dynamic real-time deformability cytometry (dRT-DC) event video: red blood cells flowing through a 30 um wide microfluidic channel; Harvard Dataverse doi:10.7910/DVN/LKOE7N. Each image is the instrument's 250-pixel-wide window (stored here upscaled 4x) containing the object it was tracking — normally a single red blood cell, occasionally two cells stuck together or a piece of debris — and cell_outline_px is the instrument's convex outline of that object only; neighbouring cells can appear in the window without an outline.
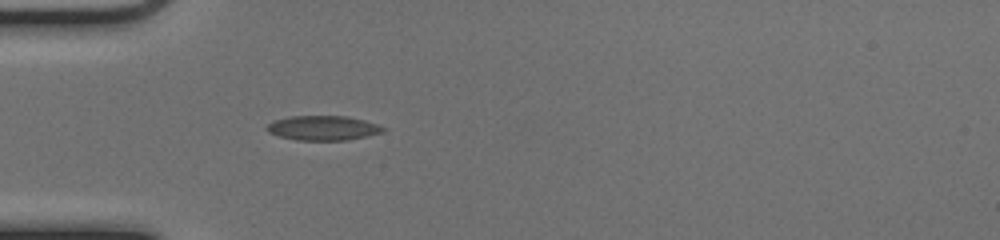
{"species": "common noctule bat (a hibernating species)", "species_latin": "Nyctalus noctula", "temperature_condition": "cold", "stored_images_in_passage": 37, "camera_frame_rate_fps": 3000, "um_per_image_px": 0.085, "animal": {"sex": "female", "body_mass_g": 17.0, "forearm_length_mm": 48.0}, "frame": {"image": 1, "passage_image": 1, "time_ms": 0.0, "image_size_px": [1000, 240], "cell_outline_px": [[388, 128], [384, 132], [348, 140], [296, 140], [280, 136], [268, 132], [264, 128], [272, 120], [288, 116], [348, 116], [364, 120]], "centroid_in_image_um": [27.45, 10.87], "position_along_channel_um": 57.6, "area_um2": 16.82}}
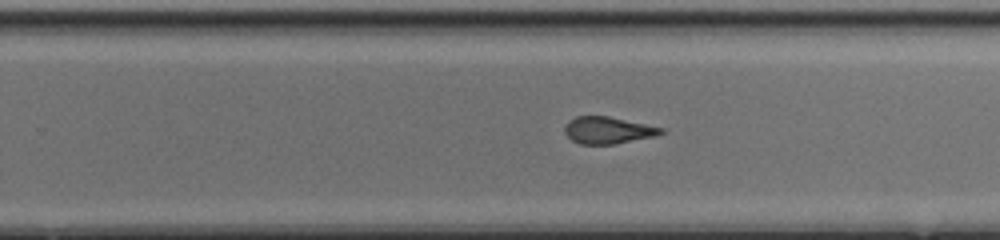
{"frame": {"image": 2, "passage_image": 18, "time_ms": 5.667, "image_size_px": [1000, 240], "cell_outline_px": [[664, 132], [656, 136], [616, 144], [580, 144], [572, 140], [564, 132], [564, 128], [568, 120], [576, 116], [608, 116], [664, 128]], "centroid_in_image_um": [51.66, 11.07], "position_along_channel_um": 278.1, "area_um2": 15.14}}
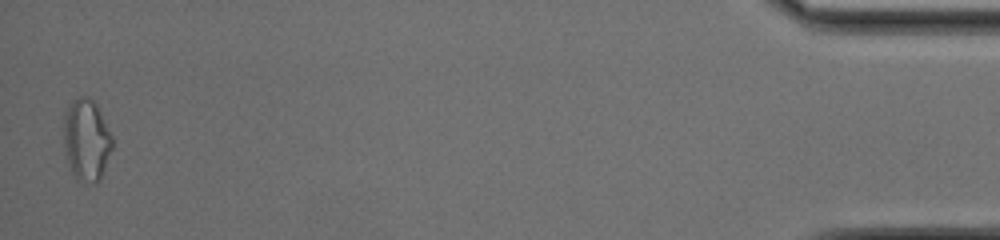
{"frame": {"image": 3, "passage_image": 36, "time_ms": 11.667, "image_size_px": [1000, 240], "cell_outline_px": [[112, 148], [100, 180], [92, 184], [76, 180], [68, 164], [64, 144], [64, 112], [80, 96], [88, 96], [96, 104], [112, 136]], "centroid_in_image_um": [7.35, 11.93], "position_along_channel_um": 427.9, "area_um2": 22.95}, "authors_computed_cell_mechanics": {"area_um2": 16.3574, "velocity_mm_per_s": 3.9989, "shape_relaxation_time_tau1_ms": null, "shape_relaxation_time_tau2_ms": 1.691, "deformation_change_tau1": null, "deformation_change_tau2": 0.0924}}